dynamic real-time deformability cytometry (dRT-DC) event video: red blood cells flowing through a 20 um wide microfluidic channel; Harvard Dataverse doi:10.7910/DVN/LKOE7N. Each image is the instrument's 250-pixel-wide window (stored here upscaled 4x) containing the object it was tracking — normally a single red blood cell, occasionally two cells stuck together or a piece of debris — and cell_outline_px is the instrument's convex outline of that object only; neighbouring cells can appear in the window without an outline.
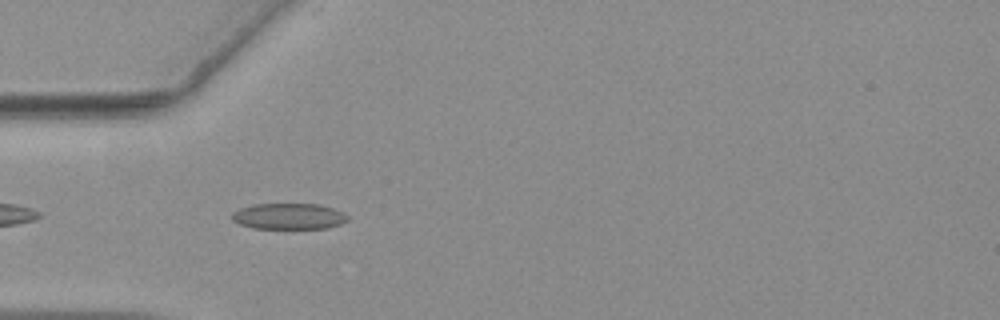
{"species": "common noctule bat (a hibernating species)", "species_latin": "Nyctalus noctula", "temperature_condition": "warm", "stored_images_in_passage": 31, "camera_frame_rate_fps": 3000, "um_per_image_px": 0.085, "animal": {"sex": "female", "body_mass_g": 19.3, "forearm_length_mm": 54.1}, "frame": {"image": 1, "passage_image": 3, "time_ms": 0.667, "image_size_px": [1000, 320], "cell_outline_px": [[348, 220], [340, 224], [328, 228], [252, 228], [240, 224], [232, 220], [232, 212], [240, 208], [256, 204], [320, 204], [344, 212], [348, 216]], "centroid_in_image_um": [24.56, 18.38], "position_along_channel_um": 60.4, "area_um2": 17.51}}
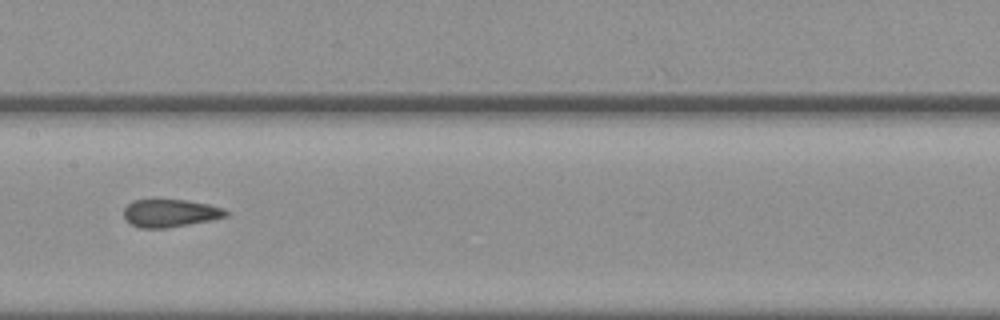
{"frame": {"image": 2, "passage_image": 14, "time_ms": 4.333, "image_size_px": [1000, 320], "cell_outline_px": [[228, 216], [208, 220], [164, 228], [140, 228], [124, 220], [124, 208], [132, 200], [184, 200], [208, 204], [224, 208], [228, 212]], "centroid_in_image_um": [14.43, 18.11], "position_along_channel_um": 193.0, "area_um2": 16.3}}
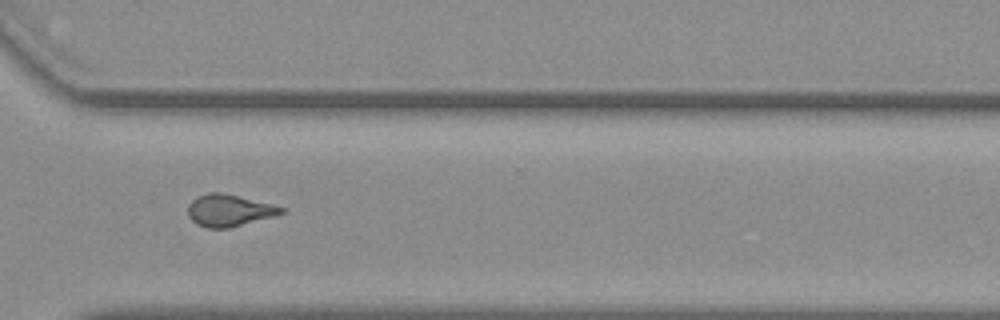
{"frame": {"image": 3, "passage_image": 27, "time_ms": 8.667, "image_size_px": [1000, 320], "cell_outline_px": [[284, 212], [276, 216], [228, 228], [208, 228], [196, 224], [188, 216], [188, 204], [196, 196], [208, 192], [220, 192], [272, 204], [284, 208]], "centroid_in_image_um": [19.45, 17.88], "position_along_channel_um": 351.2, "area_um2": 17.34}, "authors_computed_cell_mechanics": {"area_um2": 17.34, "velocity_mm_per_s": 3.6561, "shape_relaxation_time_tau1_ms": null, "shape_relaxation_time_tau2_ms": 1.4868, "deformation_change_tau1": null, "deformation_change_tau2": 0.0753}}